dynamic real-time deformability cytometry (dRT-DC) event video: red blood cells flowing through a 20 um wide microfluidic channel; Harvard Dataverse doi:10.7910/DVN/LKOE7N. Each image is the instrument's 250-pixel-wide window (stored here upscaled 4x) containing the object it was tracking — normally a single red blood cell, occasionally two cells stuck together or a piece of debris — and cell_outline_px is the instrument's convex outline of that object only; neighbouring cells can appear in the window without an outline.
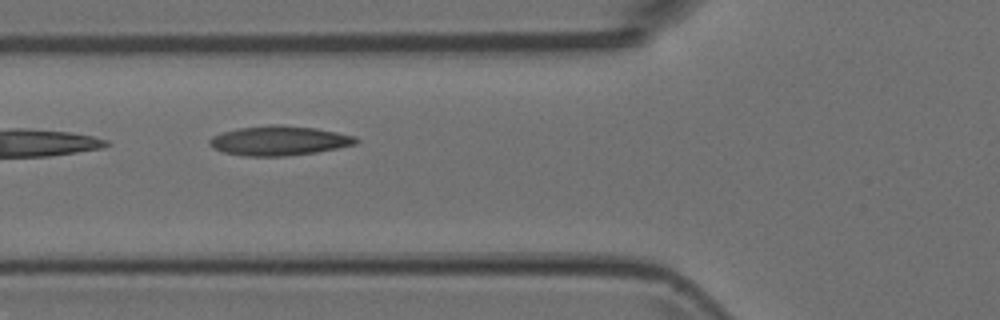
{"species": "Egyptian fruit bat (a non-hibernating species)", "species_latin": "Rousettus aegyptiacus", "temperature_condition": "room temperature", "stored_images_in_passage": 4, "camera_frame_rate_fps": 3000, "um_per_image_px": 0.085, "animal": {"sex": "female"}, "frame": {"image": 1, "passage_image": 2, "time_ms": 0.333, "image_size_px": [1000, 320], "cell_outline_px": [[360, 140], [356, 144], [316, 152], [284, 156], [244, 156], [224, 152], [212, 148], [208, 144], [208, 140], [212, 136], [224, 132], [240, 128], [272, 124], [276, 124], [316, 128], [356, 136]], "centroid_in_image_um": [23.72, 11.96], "position_along_channel_um": 102.1, "area_um2": 25.14}}
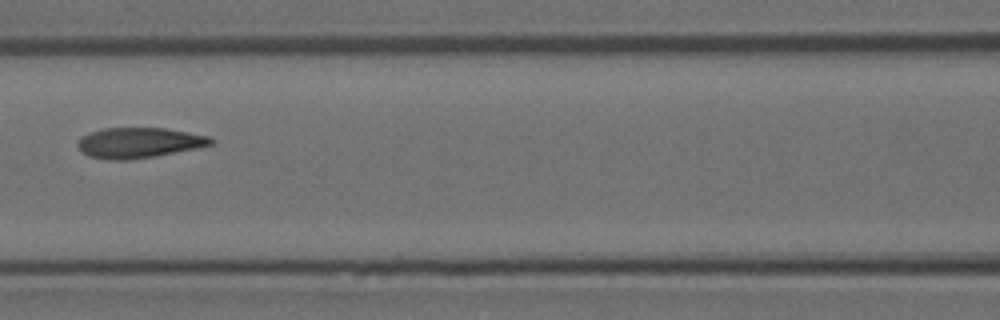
{"frame": {"image": 2, "passage_image": 3, "time_ms": 0.667, "image_size_px": [1000, 320], "cell_outline_px": [[216, 140], [212, 144], [196, 148], [152, 156], [128, 160], [108, 160], [88, 156], [80, 152], [76, 144], [88, 132], [104, 128], [164, 128], [208, 136]], "centroid_in_image_um": [11.76, 12.13], "position_along_channel_um": 154.8, "area_um2": 23.41}}
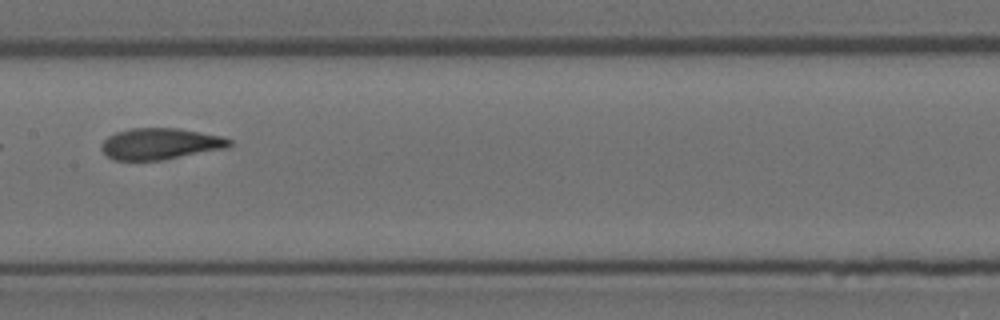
{"frame": {"image": 3, "passage_image": 4, "time_ms": 1.0, "image_size_px": [1000, 320], "cell_outline_px": [[232, 144], [228, 148], [160, 160], [112, 160], [100, 148], [100, 144], [108, 136], [116, 132], [132, 128], [180, 128], [220, 136], [232, 140]], "centroid_in_image_um": [13.61, 12.22], "position_along_channel_um": 193.8, "area_um2": 23.35}}